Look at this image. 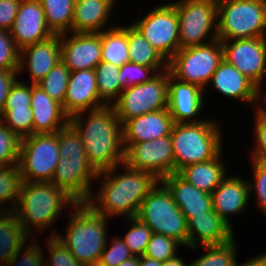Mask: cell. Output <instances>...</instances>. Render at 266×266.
Segmentation results:
<instances>
[{"mask_svg": "<svg viewBox=\"0 0 266 266\" xmlns=\"http://www.w3.org/2000/svg\"><path fill=\"white\" fill-rule=\"evenodd\" d=\"M124 164L134 170L150 172L160 181L175 173L170 135L132 144L125 151Z\"/></svg>", "mask_w": 266, "mask_h": 266, "instance_id": "4fadbf2b", "label": "cell"}, {"mask_svg": "<svg viewBox=\"0 0 266 266\" xmlns=\"http://www.w3.org/2000/svg\"><path fill=\"white\" fill-rule=\"evenodd\" d=\"M223 61L221 40L179 49L168 61V70L176 79L207 90L213 73Z\"/></svg>", "mask_w": 266, "mask_h": 266, "instance_id": "ba28073f", "label": "cell"}, {"mask_svg": "<svg viewBox=\"0 0 266 266\" xmlns=\"http://www.w3.org/2000/svg\"><path fill=\"white\" fill-rule=\"evenodd\" d=\"M172 4L178 17L180 49L217 39V0H178Z\"/></svg>", "mask_w": 266, "mask_h": 266, "instance_id": "9c48e42d", "label": "cell"}, {"mask_svg": "<svg viewBox=\"0 0 266 266\" xmlns=\"http://www.w3.org/2000/svg\"><path fill=\"white\" fill-rule=\"evenodd\" d=\"M118 266H139V256H132L120 263Z\"/></svg>", "mask_w": 266, "mask_h": 266, "instance_id": "6f0895ef", "label": "cell"}, {"mask_svg": "<svg viewBox=\"0 0 266 266\" xmlns=\"http://www.w3.org/2000/svg\"><path fill=\"white\" fill-rule=\"evenodd\" d=\"M254 133L255 145L251 152V160H257L266 163V118L255 117Z\"/></svg>", "mask_w": 266, "mask_h": 266, "instance_id": "681fc988", "label": "cell"}, {"mask_svg": "<svg viewBox=\"0 0 266 266\" xmlns=\"http://www.w3.org/2000/svg\"><path fill=\"white\" fill-rule=\"evenodd\" d=\"M59 159L58 132L21 139L18 167L23 182L51 181Z\"/></svg>", "mask_w": 266, "mask_h": 266, "instance_id": "30bf717a", "label": "cell"}, {"mask_svg": "<svg viewBox=\"0 0 266 266\" xmlns=\"http://www.w3.org/2000/svg\"><path fill=\"white\" fill-rule=\"evenodd\" d=\"M252 161L253 178L254 180L248 181L249 184V194L254 190L256 193V201L263 210L266 216V163L250 160ZM254 181V182H253Z\"/></svg>", "mask_w": 266, "mask_h": 266, "instance_id": "7dc6e473", "label": "cell"}, {"mask_svg": "<svg viewBox=\"0 0 266 266\" xmlns=\"http://www.w3.org/2000/svg\"><path fill=\"white\" fill-rule=\"evenodd\" d=\"M266 37V0H217V39Z\"/></svg>", "mask_w": 266, "mask_h": 266, "instance_id": "8992f818", "label": "cell"}, {"mask_svg": "<svg viewBox=\"0 0 266 266\" xmlns=\"http://www.w3.org/2000/svg\"><path fill=\"white\" fill-rule=\"evenodd\" d=\"M60 42L61 61L70 72L94 69L101 62V32L64 33Z\"/></svg>", "mask_w": 266, "mask_h": 266, "instance_id": "9a60e30c", "label": "cell"}, {"mask_svg": "<svg viewBox=\"0 0 266 266\" xmlns=\"http://www.w3.org/2000/svg\"><path fill=\"white\" fill-rule=\"evenodd\" d=\"M260 266H266V253L260 255Z\"/></svg>", "mask_w": 266, "mask_h": 266, "instance_id": "680465c9", "label": "cell"}, {"mask_svg": "<svg viewBox=\"0 0 266 266\" xmlns=\"http://www.w3.org/2000/svg\"><path fill=\"white\" fill-rule=\"evenodd\" d=\"M30 240H31V242H29L30 244L23 246V249H20L11 258V260L8 262L6 266H45L44 259L46 257L43 256L44 253L41 250L42 249L41 246H39L37 242L38 239L34 240L35 243L33 239H30ZM21 250L23 253L21 252Z\"/></svg>", "mask_w": 266, "mask_h": 266, "instance_id": "bcb514c9", "label": "cell"}, {"mask_svg": "<svg viewBox=\"0 0 266 266\" xmlns=\"http://www.w3.org/2000/svg\"><path fill=\"white\" fill-rule=\"evenodd\" d=\"M0 207V262L6 266L11 258L28 244L31 236L23 229L14 210ZM2 208V209H1ZM4 212H3V211Z\"/></svg>", "mask_w": 266, "mask_h": 266, "instance_id": "f1b7e54d", "label": "cell"}, {"mask_svg": "<svg viewBox=\"0 0 266 266\" xmlns=\"http://www.w3.org/2000/svg\"><path fill=\"white\" fill-rule=\"evenodd\" d=\"M77 204L72 196L51 181L23 182L14 212L23 229L34 239L35 231L44 232L53 225L63 208H73Z\"/></svg>", "mask_w": 266, "mask_h": 266, "instance_id": "3957f363", "label": "cell"}, {"mask_svg": "<svg viewBox=\"0 0 266 266\" xmlns=\"http://www.w3.org/2000/svg\"><path fill=\"white\" fill-rule=\"evenodd\" d=\"M58 143L60 157L70 160H87L84 144L69 123L58 131Z\"/></svg>", "mask_w": 266, "mask_h": 266, "instance_id": "f35d334b", "label": "cell"}, {"mask_svg": "<svg viewBox=\"0 0 266 266\" xmlns=\"http://www.w3.org/2000/svg\"><path fill=\"white\" fill-rule=\"evenodd\" d=\"M213 210L232 228L230 215L242 213L250 201L248 180L228 176L211 193Z\"/></svg>", "mask_w": 266, "mask_h": 266, "instance_id": "603a6c76", "label": "cell"}, {"mask_svg": "<svg viewBox=\"0 0 266 266\" xmlns=\"http://www.w3.org/2000/svg\"><path fill=\"white\" fill-rule=\"evenodd\" d=\"M97 172L88 160H70L60 157L51 182L64 189L78 203H86L92 192V181Z\"/></svg>", "mask_w": 266, "mask_h": 266, "instance_id": "2e32d148", "label": "cell"}, {"mask_svg": "<svg viewBox=\"0 0 266 266\" xmlns=\"http://www.w3.org/2000/svg\"><path fill=\"white\" fill-rule=\"evenodd\" d=\"M21 0H0V29L10 30Z\"/></svg>", "mask_w": 266, "mask_h": 266, "instance_id": "f907efd6", "label": "cell"}, {"mask_svg": "<svg viewBox=\"0 0 266 266\" xmlns=\"http://www.w3.org/2000/svg\"><path fill=\"white\" fill-rule=\"evenodd\" d=\"M31 83L16 80L11 86L3 109H20L31 107Z\"/></svg>", "mask_w": 266, "mask_h": 266, "instance_id": "c3c4849f", "label": "cell"}, {"mask_svg": "<svg viewBox=\"0 0 266 266\" xmlns=\"http://www.w3.org/2000/svg\"><path fill=\"white\" fill-rule=\"evenodd\" d=\"M179 245L181 246V244L173 238L153 233L144 255L164 262L177 255Z\"/></svg>", "mask_w": 266, "mask_h": 266, "instance_id": "b9f144b4", "label": "cell"}, {"mask_svg": "<svg viewBox=\"0 0 266 266\" xmlns=\"http://www.w3.org/2000/svg\"><path fill=\"white\" fill-rule=\"evenodd\" d=\"M73 209L65 235H59L56 229L50 235L60 240L84 266H97L108 245L109 218L96 213L87 203H78Z\"/></svg>", "mask_w": 266, "mask_h": 266, "instance_id": "277c9868", "label": "cell"}, {"mask_svg": "<svg viewBox=\"0 0 266 266\" xmlns=\"http://www.w3.org/2000/svg\"><path fill=\"white\" fill-rule=\"evenodd\" d=\"M234 266H239L237 264V261L235 262ZM240 266H260V255L247 259L246 262H244Z\"/></svg>", "mask_w": 266, "mask_h": 266, "instance_id": "9f6ffc18", "label": "cell"}, {"mask_svg": "<svg viewBox=\"0 0 266 266\" xmlns=\"http://www.w3.org/2000/svg\"><path fill=\"white\" fill-rule=\"evenodd\" d=\"M206 252L198 257L189 266H234L236 259V242L233 239L230 241L212 246H203Z\"/></svg>", "mask_w": 266, "mask_h": 266, "instance_id": "e575fe53", "label": "cell"}, {"mask_svg": "<svg viewBox=\"0 0 266 266\" xmlns=\"http://www.w3.org/2000/svg\"><path fill=\"white\" fill-rule=\"evenodd\" d=\"M31 96L33 134L57 133L69 123L62 105L37 84H31Z\"/></svg>", "mask_w": 266, "mask_h": 266, "instance_id": "cb8c5ba5", "label": "cell"}, {"mask_svg": "<svg viewBox=\"0 0 266 266\" xmlns=\"http://www.w3.org/2000/svg\"><path fill=\"white\" fill-rule=\"evenodd\" d=\"M262 84H258L255 85V93H254V100H253V104L256 105V107L254 106L255 110L254 112V116L255 117H265L266 118V94H261L262 93ZM262 87V88H261ZM263 96V98H262ZM265 102H264V101ZM263 102L265 103V105L263 104ZM263 105V106H261Z\"/></svg>", "mask_w": 266, "mask_h": 266, "instance_id": "f5cc1de1", "label": "cell"}, {"mask_svg": "<svg viewBox=\"0 0 266 266\" xmlns=\"http://www.w3.org/2000/svg\"><path fill=\"white\" fill-rule=\"evenodd\" d=\"M221 44L223 59L228 64L236 67L255 85L263 84L266 74V37L227 40L221 41Z\"/></svg>", "mask_w": 266, "mask_h": 266, "instance_id": "5bb4252c", "label": "cell"}, {"mask_svg": "<svg viewBox=\"0 0 266 266\" xmlns=\"http://www.w3.org/2000/svg\"><path fill=\"white\" fill-rule=\"evenodd\" d=\"M162 266H189V263L186 264L182 257L177 254L175 257L162 262Z\"/></svg>", "mask_w": 266, "mask_h": 266, "instance_id": "11a10c76", "label": "cell"}, {"mask_svg": "<svg viewBox=\"0 0 266 266\" xmlns=\"http://www.w3.org/2000/svg\"><path fill=\"white\" fill-rule=\"evenodd\" d=\"M104 105L107 104L99 97L94 69L70 72L62 106L69 118Z\"/></svg>", "mask_w": 266, "mask_h": 266, "instance_id": "d6986e66", "label": "cell"}, {"mask_svg": "<svg viewBox=\"0 0 266 266\" xmlns=\"http://www.w3.org/2000/svg\"><path fill=\"white\" fill-rule=\"evenodd\" d=\"M101 61L110 62L113 65L121 67L130 61L127 27L118 26L101 32Z\"/></svg>", "mask_w": 266, "mask_h": 266, "instance_id": "4dcf8cb0", "label": "cell"}, {"mask_svg": "<svg viewBox=\"0 0 266 266\" xmlns=\"http://www.w3.org/2000/svg\"><path fill=\"white\" fill-rule=\"evenodd\" d=\"M69 74L70 70L60 60L37 85L63 106Z\"/></svg>", "mask_w": 266, "mask_h": 266, "instance_id": "d590c367", "label": "cell"}, {"mask_svg": "<svg viewBox=\"0 0 266 266\" xmlns=\"http://www.w3.org/2000/svg\"><path fill=\"white\" fill-rule=\"evenodd\" d=\"M0 120L21 139L33 135V113L31 107L2 109Z\"/></svg>", "mask_w": 266, "mask_h": 266, "instance_id": "8d00e7d4", "label": "cell"}, {"mask_svg": "<svg viewBox=\"0 0 266 266\" xmlns=\"http://www.w3.org/2000/svg\"><path fill=\"white\" fill-rule=\"evenodd\" d=\"M119 121L168 108V68L150 81L124 89L112 104Z\"/></svg>", "mask_w": 266, "mask_h": 266, "instance_id": "8fae6325", "label": "cell"}, {"mask_svg": "<svg viewBox=\"0 0 266 266\" xmlns=\"http://www.w3.org/2000/svg\"><path fill=\"white\" fill-rule=\"evenodd\" d=\"M139 266H162V262L143 255L139 256Z\"/></svg>", "mask_w": 266, "mask_h": 266, "instance_id": "db71d44e", "label": "cell"}, {"mask_svg": "<svg viewBox=\"0 0 266 266\" xmlns=\"http://www.w3.org/2000/svg\"><path fill=\"white\" fill-rule=\"evenodd\" d=\"M221 155L222 151L214 159L187 165L178 174L188 183L211 194L228 175L225 164L220 160Z\"/></svg>", "mask_w": 266, "mask_h": 266, "instance_id": "83f0119b", "label": "cell"}, {"mask_svg": "<svg viewBox=\"0 0 266 266\" xmlns=\"http://www.w3.org/2000/svg\"><path fill=\"white\" fill-rule=\"evenodd\" d=\"M130 62L152 68H168V62L133 25L127 26Z\"/></svg>", "mask_w": 266, "mask_h": 266, "instance_id": "f546056e", "label": "cell"}, {"mask_svg": "<svg viewBox=\"0 0 266 266\" xmlns=\"http://www.w3.org/2000/svg\"><path fill=\"white\" fill-rule=\"evenodd\" d=\"M203 90L195 84L183 82L173 77L168 70V111L174 123H198L203 121L200 116L203 111Z\"/></svg>", "mask_w": 266, "mask_h": 266, "instance_id": "ac0fdd59", "label": "cell"}, {"mask_svg": "<svg viewBox=\"0 0 266 266\" xmlns=\"http://www.w3.org/2000/svg\"><path fill=\"white\" fill-rule=\"evenodd\" d=\"M126 222L131 225V228L127 230L124 238H121L129 247L133 256H143L153 231L137 217L127 218Z\"/></svg>", "mask_w": 266, "mask_h": 266, "instance_id": "74e56055", "label": "cell"}, {"mask_svg": "<svg viewBox=\"0 0 266 266\" xmlns=\"http://www.w3.org/2000/svg\"><path fill=\"white\" fill-rule=\"evenodd\" d=\"M218 120L198 123H174L171 130L175 173L187 165L214 159L222 150V133Z\"/></svg>", "mask_w": 266, "mask_h": 266, "instance_id": "5b68a950", "label": "cell"}, {"mask_svg": "<svg viewBox=\"0 0 266 266\" xmlns=\"http://www.w3.org/2000/svg\"><path fill=\"white\" fill-rule=\"evenodd\" d=\"M46 238V248L49 250L50 256L49 258L44 259L46 260L44 261L45 266H84L55 236Z\"/></svg>", "mask_w": 266, "mask_h": 266, "instance_id": "ee69618b", "label": "cell"}, {"mask_svg": "<svg viewBox=\"0 0 266 266\" xmlns=\"http://www.w3.org/2000/svg\"><path fill=\"white\" fill-rule=\"evenodd\" d=\"M120 167L125 172L115 173ZM96 178L101 179L100 188L86 203L107 218L136 217L142 200L160 181L150 172L131 169L124 163L99 172Z\"/></svg>", "mask_w": 266, "mask_h": 266, "instance_id": "7a4b0ae2", "label": "cell"}, {"mask_svg": "<svg viewBox=\"0 0 266 266\" xmlns=\"http://www.w3.org/2000/svg\"><path fill=\"white\" fill-rule=\"evenodd\" d=\"M117 0H86L74 6L72 33H100L112 15Z\"/></svg>", "mask_w": 266, "mask_h": 266, "instance_id": "4316f807", "label": "cell"}, {"mask_svg": "<svg viewBox=\"0 0 266 266\" xmlns=\"http://www.w3.org/2000/svg\"><path fill=\"white\" fill-rule=\"evenodd\" d=\"M9 32L20 50L54 35L46 24L39 0H21Z\"/></svg>", "mask_w": 266, "mask_h": 266, "instance_id": "e0dca14e", "label": "cell"}, {"mask_svg": "<svg viewBox=\"0 0 266 266\" xmlns=\"http://www.w3.org/2000/svg\"><path fill=\"white\" fill-rule=\"evenodd\" d=\"M22 184L23 179L18 164L0 166V206L3 204L6 208L9 206L8 210H14L17 207Z\"/></svg>", "mask_w": 266, "mask_h": 266, "instance_id": "836d02e7", "label": "cell"}, {"mask_svg": "<svg viewBox=\"0 0 266 266\" xmlns=\"http://www.w3.org/2000/svg\"><path fill=\"white\" fill-rule=\"evenodd\" d=\"M44 10L45 21L53 34L71 33L74 0H39Z\"/></svg>", "mask_w": 266, "mask_h": 266, "instance_id": "1f68e13d", "label": "cell"}, {"mask_svg": "<svg viewBox=\"0 0 266 266\" xmlns=\"http://www.w3.org/2000/svg\"><path fill=\"white\" fill-rule=\"evenodd\" d=\"M165 69L167 68L146 67L129 61L120 67L118 80L124 90L150 81Z\"/></svg>", "mask_w": 266, "mask_h": 266, "instance_id": "ab89813d", "label": "cell"}, {"mask_svg": "<svg viewBox=\"0 0 266 266\" xmlns=\"http://www.w3.org/2000/svg\"><path fill=\"white\" fill-rule=\"evenodd\" d=\"M173 125L174 121L168 108L126 120L122 124L124 150L134 143L153 141L171 135Z\"/></svg>", "mask_w": 266, "mask_h": 266, "instance_id": "ffe728a7", "label": "cell"}, {"mask_svg": "<svg viewBox=\"0 0 266 266\" xmlns=\"http://www.w3.org/2000/svg\"><path fill=\"white\" fill-rule=\"evenodd\" d=\"M132 256L133 254L122 238L114 237L111 244L106 245L97 266H118Z\"/></svg>", "mask_w": 266, "mask_h": 266, "instance_id": "f6af8a7d", "label": "cell"}, {"mask_svg": "<svg viewBox=\"0 0 266 266\" xmlns=\"http://www.w3.org/2000/svg\"><path fill=\"white\" fill-rule=\"evenodd\" d=\"M209 83L212 84V89L217 90L225 98L237 99L244 104L253 105L255 84L224 59L213 73Z\"/></svg>", "mask_w": 266, "mask_h": 266, "instance_id": "484cf974", "label": "cell"}, {"mask_svg": "<svg viewBox=\"0 0 266 266\" xmlns=\"http://www.w3.org/2000/svg\"><path fill=\"white\" fill-rule=\"evenodd\" d=\"M21 138L0 120V166L18 164Z\"/></svg>", "mask_w": 266, "mask_h": 266, "instance_id": "60d3db41", "label": "cell"}, {"mask_svg": "<svg viewBox=\"0 0 266 266\" xmlns=\"http://www.w3.org/2000/svg\"><path fill=\"white\" fill-rule=\"evenodd\" d=\"M94 70L99 97L107 105H112L123 91L118 80L120 67L110 62L101 61Z\"/></svg>", "mask_w": 266, "mask_h": 266, "instance_id": "d6a6232c", "label": "cell"}, {"mask_svg": "<svg viewBox=\"0 0 266 266\" xmlns=\"http://www.w3.org/2000/svg\"><path fill=\"white\" fill-rule=\"evenodd\" d=\"M188 248L197 251L202 246L224 244L234 238L231 228L214 210L192 215L187 220Z\"/></svg>", "mask_w": 266, "mask_h": 266, "instance_id": "7402d4cb", "label": "cell"}, {"mask_svg": "<svg viewBox=\"0 0 266 266\" xmlns=\"http://www.w3.org/2000/svg\"><path fill=\"white\" fill-rule=\"evenodd\" d=\"M19 70H0V112L2 111L9 90L17 80Z\"/></svg>", "mask_w": 266, "mask_h": 266, "instance_id": "816d5d0a", "label": "cell"}, {"mask_svg": "<svg viewBox=\"0 0 266 266\" xmlns=\"http://www.w3.org/2000/svg\"><path fill=\"white\" fill-rule=\"evenodd\" d=\"M20 49L8 30L0 29V70H19Z\"/></svg>", "mask_w": 266, "mask_h": 266, "instance_id": "7bdbcfd3", "label": "cell"}, {"mask_svg": "<svg viewBox=\"0 0 266 266\" xmlns=\"http://www.w3.org/2000/svg\"><path fill=\"white\" fill-rule=\"evenodd\" d=\"M60 60V35L54 34L46 40L28 45L20 50L19 73L22 70L28 71L29 82L37 84Z\"/></svg>", "mask_w": 266, "mask_h": 266, "instance_id": "44dd1931", "label": "cell"}, {"mask_svg": "<svg viewBox=\"0 0 266 266\" xmlns=\"http://www.w3.org/2000/svg\"><path fill=\"white\" fill-rule=\"evenodd\" d=\"M74 1L76 3V2H83V1H86V0H74Z\"/></svg>", "mask_w": 266, "mask_h": 266, "instance_id": "91938a15", "label": "cell"}, {"mask_svg": "<svg viewBox=\"0 0 266 266\" xmlns=\"http://www.w3.org/2000/svg\"><path fill=\"white\" fill-rule=\"evenodd\" d=\"M161 182L171 192L187 220L212 209V195L188 183L178 173L167 175Z\"/></svg>", "mask_w": 266, "mask_h": 266, "instance_id": "d4e9b609", "label": "cell"}, {"mask_svg": "<svg viewBox=\"0 0 266 266\" xmlns=\"http://www.w3.org/2000/svg\"><path fill=\"white\" fill-rule=\"evenodd\" d=\"M69 124L79 134L87 160L97 173L124 163L122 123L113 105L77 113L69 118Z\"/></svg>", "mask_w": 266, "mask_h": 266, "instance_id": "6da1fadb", "label": "cell"}, {"mask_svg": "<svg viewBox=\"0 0 266 266\" xmlns=\"http://www.w3.org/2000/svg\"><path fill=\"white\" fill-rule=\"evenodd\" d=\"M136 217L153 233L173 238L188 248L187 219L161 181L142 200Z\"/></svg>", "mask_w": 266, "mask_h": 266, "instance_id": "52a82bcc", "label": "cell"}, {"mask_svg": "<svg viewBox=\"0 0 266 266\" xmlns=\"http://www.w3.org/2000/svg\"><path fill=\"white\" fill-rule=\"evenodd\" d=\"M132 24L167 62L180 49L178 17L172 2L154 7Z\"/></svg>", "mask_w": 266, "mask_h": 266, "instance_id": "7c38bea8", "label": "cell"}]
</instances>
